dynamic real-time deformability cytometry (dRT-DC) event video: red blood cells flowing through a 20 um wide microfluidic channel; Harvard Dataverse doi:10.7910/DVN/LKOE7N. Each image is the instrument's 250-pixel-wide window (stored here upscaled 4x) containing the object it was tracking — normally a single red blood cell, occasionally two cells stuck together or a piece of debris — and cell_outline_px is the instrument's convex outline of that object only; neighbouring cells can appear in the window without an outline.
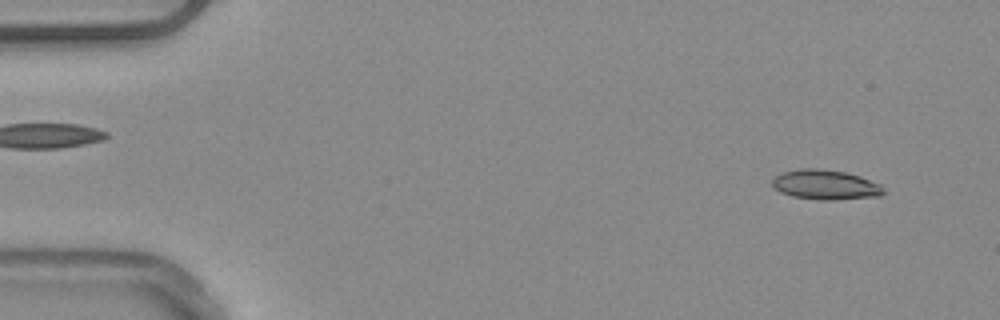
{"species": "common noctule bat (a hibernating species)", "species_latin": "Nyctalus noctula", "temperature_condition": "warm", "stored_images_in_passage": 52, "camera_frame_rate_fps": 3000, "um_per_image_px": 0.085, "animal": {"sex": "male", "body_mass_g": 20.4}, "frame": {"image": 1, "passage_image": 4, "time_ms": 1.0, "image_size_px": [1000, 320], "cell_outline_px": [[884, 192], [880, 196], [832, 200], [820, 200], [792, 196], [780, 192], [772, 184], [772, 180], [776, 176], [784, 172], [800, 168], [816, 168], [844, 172], [860, 176], [880, 184], [884, 188]], "centroid_in_image_um": [70.17, 15.7], "position_along_channel_um": 14.8, "area_um2": 19.19}}
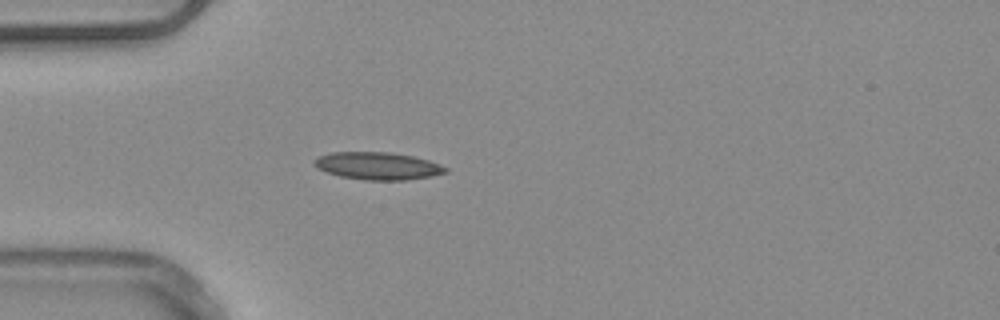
{"frame": {"image": 2, "passage_image": 15, "time_ms": 4.667, "image_size_px": [1000, 320], "cell_outline_px": [[448, 172], [432, 176], [408, 180], [364, 180], [340, 176], [316, 168], [312, 164], [312, 160], [320, 156], [332, 152], [388, 152], [412, 156], [428, 160], [440, 164], [448, 168]], "centroid_in_image_um": [32.1, 14.1], "position_along_channel_um": 52.9, "area_um2": 21.1}}
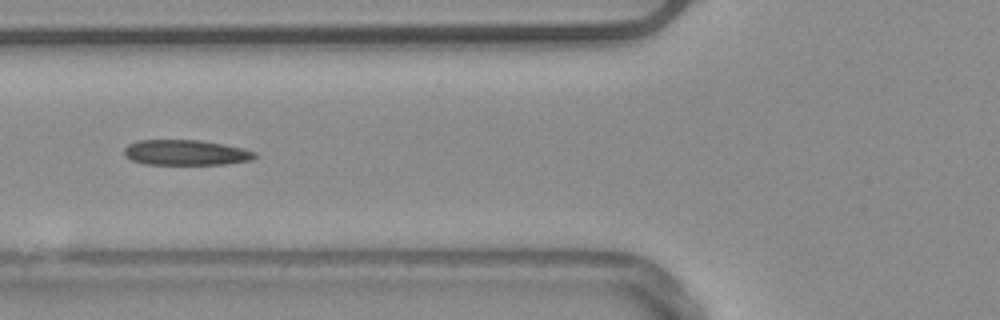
{"frame": {"image": 3, "passage_image": 20, "time_ms": 6.333, "image_size_px": [1000, 320], "cell_outline_px": [[256, 156], [252, 160], [228, 164], [144, 164], [132, 160], [124, 156], [124, 148], [128, 144], [136, 140], [200, 140], [224, 144], [256, 152]], "centroid_in_image_um": [15.77, 12.97], "position_along_channel_um": 110.0, "area_um2": 19.36}, "authors_computed_cell_mechanics": {"area_um2": 19.3052, "velocity_mm_per_s": 3.9064, "shape_relaxation_time_tau1_ms": 10.3466, "shape_relaxation_time_tau2_ms": null, "deformation_change_tau1": 0.1826, "deformation_change_tau2": null}}